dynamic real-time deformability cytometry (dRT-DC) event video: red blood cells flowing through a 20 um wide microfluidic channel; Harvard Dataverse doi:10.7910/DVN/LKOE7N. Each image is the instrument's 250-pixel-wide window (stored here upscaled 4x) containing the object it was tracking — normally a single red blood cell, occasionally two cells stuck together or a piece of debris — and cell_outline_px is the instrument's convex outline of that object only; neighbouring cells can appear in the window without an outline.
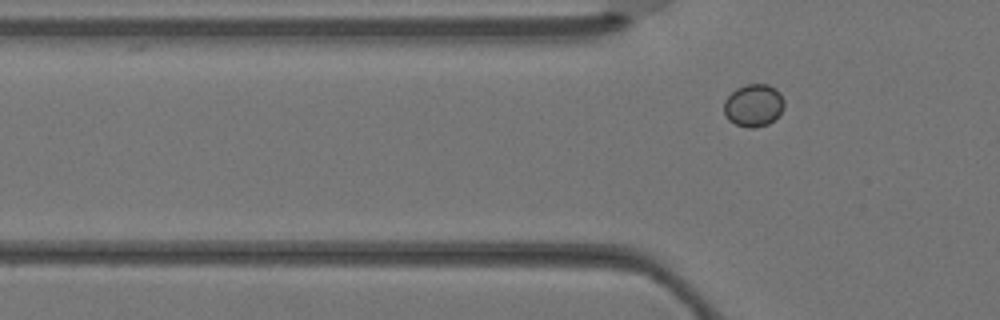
{"species": "Egyptian fruit bat (a non-hibernating species)", "species_latin": "Rousettus aegyptiacus", "temperature_condition": "warm", "stored_images_in_passage": 4, "camera_frame_rate_fps": 3000, "um_per_image_px": 0.085, "animal": {"sex": "female"}, "frame": {"image": 1, "passage_image": 4, "time_ms": 1.0, "image_size_px": [1000, 320], "cell_outline_px": [[784, 108], [780, 116], [768, 124], [756, 128], [748, 128], [736, 124], [728, 120], [724, 112], [724, 100], [736, 88], [744, 84], [768, 84], [776, 88], [780, 92], [784, 100]], "centroid_in_image_um": [64.08, 8.95], "position_along_channel_um": 61.7, "area_um2": 15.26}}